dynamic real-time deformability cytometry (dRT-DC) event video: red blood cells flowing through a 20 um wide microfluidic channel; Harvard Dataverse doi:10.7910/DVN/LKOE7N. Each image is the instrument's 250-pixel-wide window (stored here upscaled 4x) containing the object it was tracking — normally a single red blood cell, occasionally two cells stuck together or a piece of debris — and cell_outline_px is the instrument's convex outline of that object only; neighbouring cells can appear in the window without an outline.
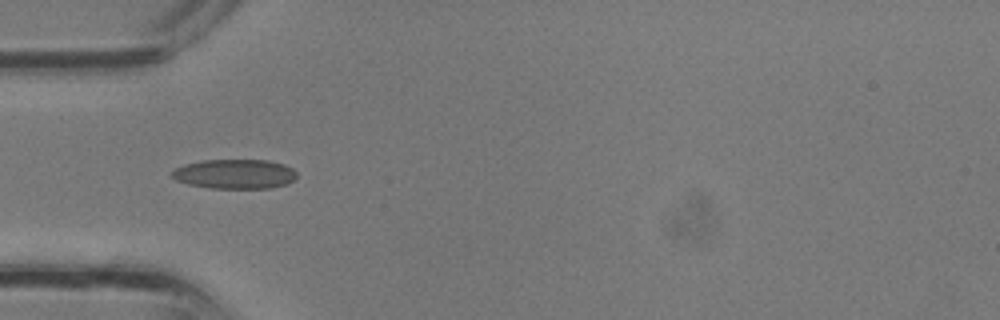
{"species": "common noctule bat (a hibernating species)", "species_latin": "Nyctalus noctula", "temperature_condition": "room temperature", "stored_images_in_passage": 33, "camera_frame_rate_fps": 3000, "um_per_image_px": 0.085, "animal": {"sex": "male", "body_mass_g": 13.3}, "frame": {"image": 1, "passage_image": 10, "time_ms": 3.0, "image_size_px": [1000, 320], "cell_outline_px": [[296, 176], [288, 184], [272, 188], [212, 188], [188, 184], [176, 180], [172, 176], [172, 172], [176, 168], [184, 164], [204, 160], [268, 160], [284, 164], [292, 168], [296, 172]], "centroid_in_image_um": [19.98, 14.79], "position_along_channel_um": 65.0, "area_um2": 21.44}}
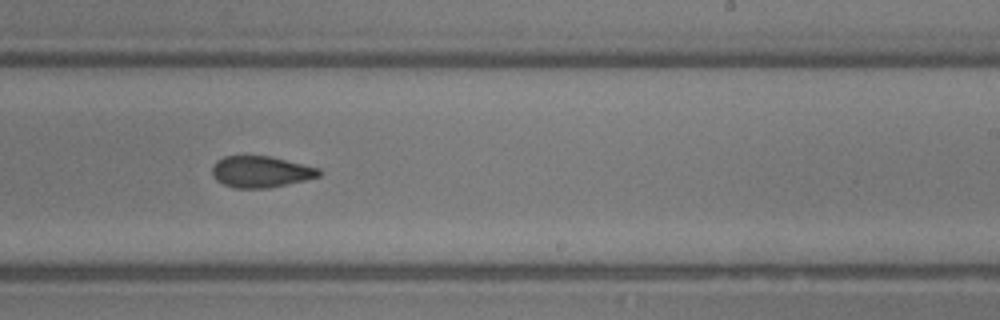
{"frame": {"image": 2, "passage_image": 20, "time_ms": 6.333, "image_size_px": [1000, 320], "cell_outline_px": [[320, 176], [304, 180], [268, 188], [236, 188], [224, 184], [216, 180], [212, 176], [212, 168], [216, 160], [224, 156], [268, 156], [320, 168]], "centroid_in_image_um": [22.14, 14.6], "position_along_channel_um": 266.9, "area_um2": 19.36}}
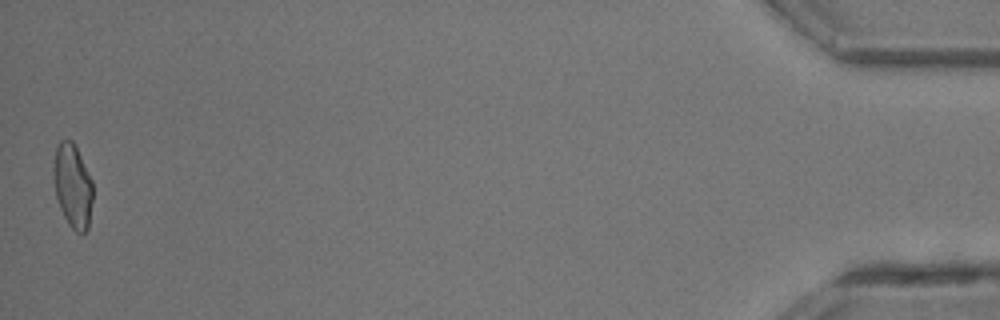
{"frame": {"image": 3, "passage_image": 33, "time_ms": 10.667, "image_size_px": [1000, 320], "cell_outline_px": [[92, 200], [88, 228], [84, 232], [76, 232], [68, 224], [60, 208], [56, 196], [52, 172], [52, 168], [56, 148], [60, 140], [72, 140], [76, 144], [92, 180]], "centroid_in_image_um": [6.17, 15.75], "position_along_channel_um": 429.0, "area_um2": 19.36}}